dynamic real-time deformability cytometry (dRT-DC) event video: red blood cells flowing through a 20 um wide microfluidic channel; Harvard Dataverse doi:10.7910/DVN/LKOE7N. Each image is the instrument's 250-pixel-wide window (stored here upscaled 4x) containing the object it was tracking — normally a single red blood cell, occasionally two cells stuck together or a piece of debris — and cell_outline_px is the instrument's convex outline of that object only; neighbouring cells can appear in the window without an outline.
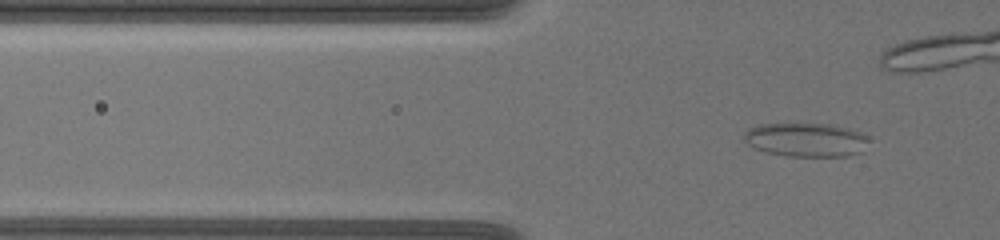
{"species": "common noctule bat (a hibernating species)", "species_latin": "Nyctalus noctula", "temperature_condition": "warm", "stored_images_in_passage": 59, "camera_frame_rate_fps": 3000, "um_per_image_px": 0.085, "animal": {"sex": "female", "body_mass_g": 19.5, "forearm_length_mm": 54.1}, "frame": {"image": 1, "passage_image": 23, "time_ms": 7.333, "image_size_px": [1000, 240], "cell_outline_px": [[868, 140], [860, 152], [848, 156], [788, 156], [768, 152], [756, 148], [748, 144], [744, 140], [744, 132], [748, 128], [760, 124], [832, 124], [860, 132], [868, 136]], "centroid_in_image_um": [68.49, 11.87], "position_along_channel_um": 57.3, "area_um2": 24.39}}
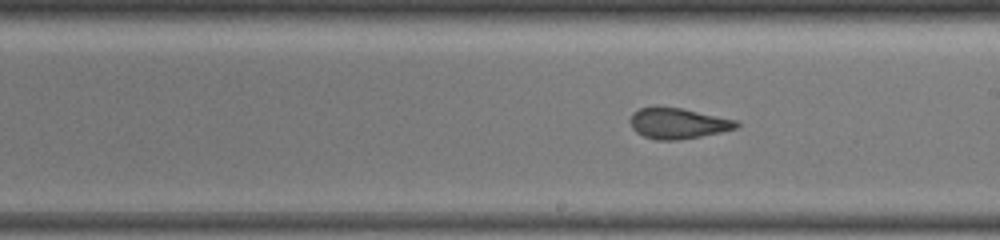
{"frame": {"image": 2, "passage_image": 40, "time_ms": 13.0, "image_size_px": [1000, 240], "cell_outline_px": [[740, 124], [736, 128], [720, 132], [700, 136], [676, 140], [656, 140], [644, 136], [636, 132], [632, 128], [628, 120], [632, 112], [640, 108], [656, 104], [680, 108], [736, 120]], "centroid_in_image_um": [57.53, 10.46], "position_along_channel_um": 231.5, "area_um2": 19.25}}
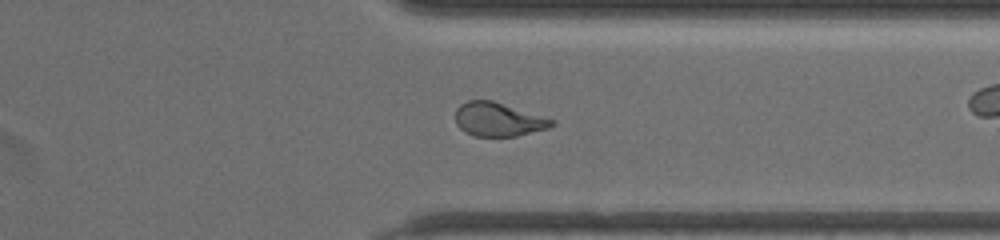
{"frame": {"image": 3, "passage_image": 52, "time_ms": 17.0, "image_size_px": [1000, 240], "cell_outline_px": [[556, 124], [548, 128], [516, 136], [476, 136], [464, 132], [456, 124], [456, 108], [460, 104], [468, 100], [492, 100], [556, 120]], "centroid_in_image_um": [42.35, 10.15], "position_along_channel_um": 369.0, "area_um2": 18.96}}